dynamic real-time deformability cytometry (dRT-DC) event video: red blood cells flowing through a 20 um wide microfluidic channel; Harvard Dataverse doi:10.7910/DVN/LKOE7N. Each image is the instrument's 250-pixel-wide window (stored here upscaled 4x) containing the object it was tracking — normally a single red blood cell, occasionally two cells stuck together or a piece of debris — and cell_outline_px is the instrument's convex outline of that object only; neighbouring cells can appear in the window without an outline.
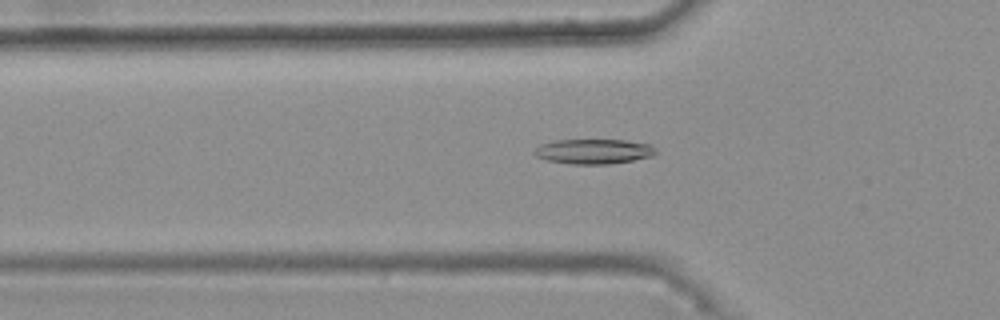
{"species": "common noctule bat (a hibernating species)", "species_latin": "Nyctalus noctula", "temperature_condition": "warm", "stored_images_in_passage": 45, "camera_frame_rate_fps": 3000, "um_per_image_px": 0.085, "animal": {"sex": "female", "body_mass_g": 25.1}, "frame": {"image": 1, "passage_image": 15, "time_ms": 4.667, "image_size_px": [1000, 320], "cell_outline_px": [[656, 152], [652, 156], [632, 160], [608, 164], [572, 164], [548, 160], [536, 156], [532, 152], [540, 144], [552, 140], [624, 140], [652, 144]], "centroid_in_image_um": [50.44, 12.86], "position_along_channel_um": 75.4, "area_um2": 17.57}}
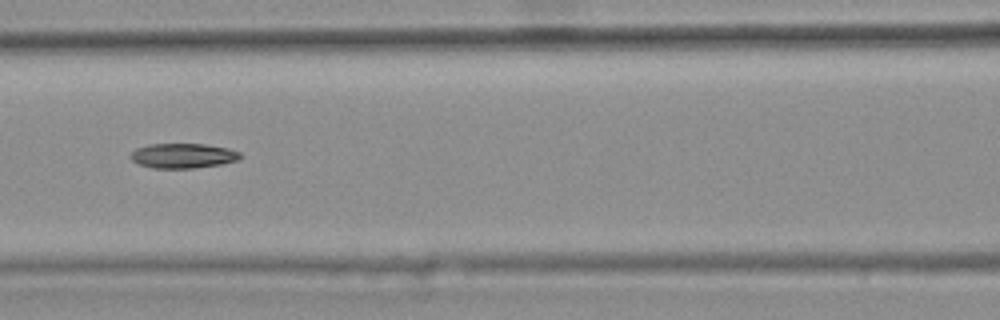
{"frame": {"image": 2, "passage_image": 21, "time_ms": 6.667, "image_size_px": [1000, 320], "cell_outline_px": [[244, 156], [240, 160], [220, 164], [196, 168], [152, 168], [140, 164], [132, 160], [128, 156], [136, 148], [148, 144], [204, 144], [228, 148], [240, 152]], "centroid_in_image_um": [15.58, 13.24], "position_along_channel_um": 151.0, "area_um2": 16.01}}
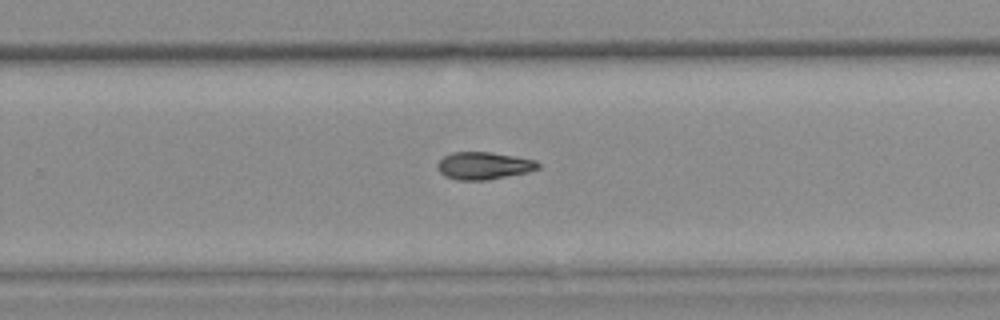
{"frame": {"image": 3, "passage_image": 32, "time_ms": 10.333, "image_size_px": [1000, 320], "cell_outline_px": [[540, 168], [528, 172], [484, 180], [456, 180], [444, 176], [440, 172], [436, 164], [444, 156], [452, 152], [492, 152], [516, 156], [536, 160], [540, 164]], "centroid_in_image_um": [41.12, 14.08], "position_along_channel_um": 288.7, "area_um2": 16.13}}